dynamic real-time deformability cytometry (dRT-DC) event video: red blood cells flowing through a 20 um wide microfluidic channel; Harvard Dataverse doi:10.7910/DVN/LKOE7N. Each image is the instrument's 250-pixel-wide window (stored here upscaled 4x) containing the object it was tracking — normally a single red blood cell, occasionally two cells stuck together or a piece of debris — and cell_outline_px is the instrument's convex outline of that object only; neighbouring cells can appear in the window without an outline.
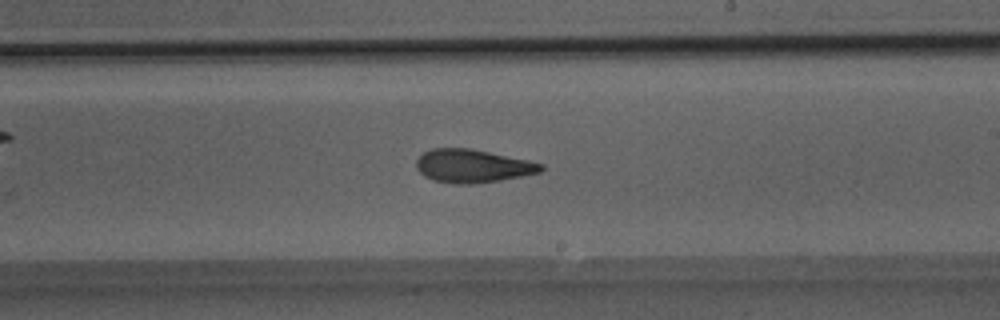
{"species": "Egyptian fruit bat (a non-hibernating species)", "species_latin": "Rousettus aegyptiacus", "temperature_condition": "room temperature", "stored_images_in_passage": 23, "camera_frame_rate_fps": 3000, "um_per_image_px": 0.085, "animal": {"sex": "male"}, "frame": {"image": 1, "passage_image": 12, "time_ms": 3.667, "image_size_px": [1000, 320], "cell_outline_px": [[544, 168], [540, 172], [500, 180], [472, 184], [456, 184], [432, 180], [424, 176], [416, 168], [416, 160], [424, 152], [432, 148], [472, 148], [528, 160], [544, 164]], "centroid_in_image_um": [40.15, 14.1], "position_along_channel_um": 248.8, "area_um2": 24.16}}